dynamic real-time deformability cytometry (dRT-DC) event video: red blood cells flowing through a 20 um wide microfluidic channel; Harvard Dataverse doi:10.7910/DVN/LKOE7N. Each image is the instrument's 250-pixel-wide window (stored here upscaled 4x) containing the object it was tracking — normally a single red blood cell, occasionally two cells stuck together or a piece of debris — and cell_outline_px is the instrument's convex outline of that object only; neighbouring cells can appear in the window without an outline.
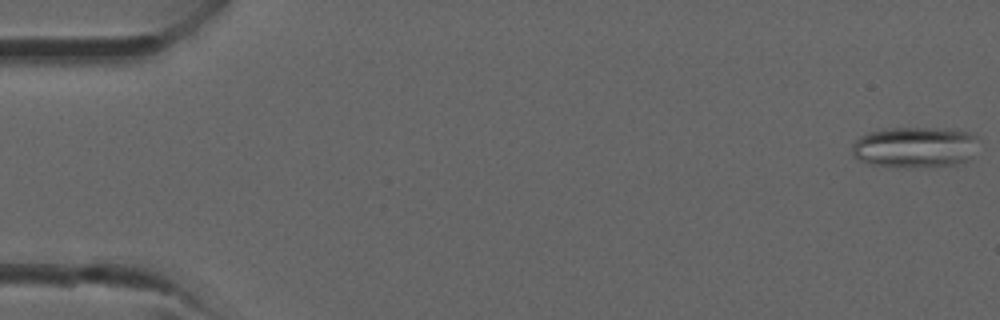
{"species": "common noctule bat (a hibernating species)", "species_latin": "Nyctalus noctula", "temperature_condition": "room temperature", "stored_images_in_passage": 7, "camera_frame_rate_fps": 3000, "um_per_image_px": 0.085, "animal": {"sex": "male", "forearm_length_mm": 52.5}, "frame": {"image": 1, "passage_image": 1, "time_ms": 0.0, "image_size_px": [1000, 320], "cell_outline_px": [[980, 140], [972, 156], [968, 160], [956, 164], [908, 168], [904, 168], [868, 164], [852, 156], [852, 144], [860, 136], [868, 132], [884, 128], [932, 128], [968, 132], [976, 136]], "centroid_in_image_um": [77.74, 12.52], "position_along_channel_um": 7.3, "area_um2": 30.46}}